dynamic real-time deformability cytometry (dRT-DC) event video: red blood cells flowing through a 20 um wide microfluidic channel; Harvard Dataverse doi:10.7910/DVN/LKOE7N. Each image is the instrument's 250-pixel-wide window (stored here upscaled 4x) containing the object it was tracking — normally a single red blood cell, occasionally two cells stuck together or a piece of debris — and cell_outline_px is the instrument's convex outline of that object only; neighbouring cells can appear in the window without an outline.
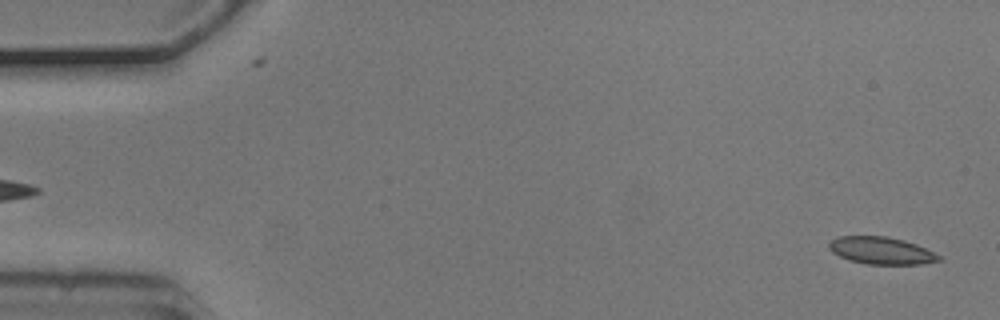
{"species": "common noctule bat (a hibernating species)", "species_latin": "Nyctalus noctula", "temperature_condition": "cold", "stored_images_in_passage": 3, "camera_frame_rate_fps": 3000, "um_per_image_px": 0.085, "animal": {"sex": "male", "body_mass_g": 20.5, "forearm_length_mm": 52.5}, "frame": {"image": 1, "passage_image": 3, "time_ms": 0.667, "image_size_px": [1000, 320], "cell_outline_px": [[944, 260], [924, 264], [864, 264], [848, 260], [832, 252], [828, 248], [828, 244], [832, 240], [840, 236], [884, 236], [904, 240], [916, 244], [940, 256]], "centroid_in_image_um": [74.91, 21.31], "position_along_channel_um": 10.1, "area_um2": 17.46}}